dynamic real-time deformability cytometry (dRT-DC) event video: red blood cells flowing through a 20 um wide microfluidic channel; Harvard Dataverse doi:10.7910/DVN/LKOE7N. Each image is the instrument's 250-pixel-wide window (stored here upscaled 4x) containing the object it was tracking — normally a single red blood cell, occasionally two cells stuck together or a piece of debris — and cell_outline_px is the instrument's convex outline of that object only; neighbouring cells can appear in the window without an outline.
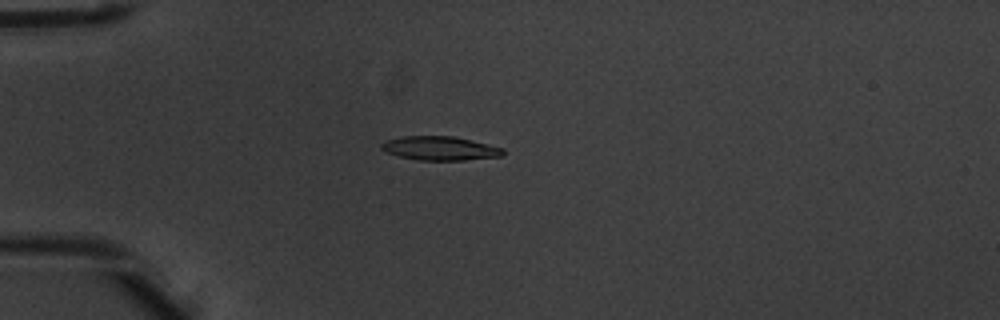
{"species": "common noctule bat (a hibernating species)", "species_latin": "Nyctalus noctula", "temperature_condition": "warm", "stored_images_in_passage": 5, "camera_frame_rate_fps": 3000, "um_per_image_px": 0.085, "animal": {"sex": "male", "body_mass_g": 20.1, "forearm_length_mm": 53.5}, "frame": {"image": 1, "passage_image": 5, "time_ms": 1.333, "image_size_px": [1000, 320], "cell_outline_px": [[504, 152], [500, 156], [464, 160], [416, 160], [400, 156], [388, 152], [380, 148], [380, 144], [388, 140], [404, 136], [452, 136], [504, 148]], "centroid_in_image_um": [37.39, 12.61], "position_along_channel_um": 47.6, "area_um2": 16.65}}